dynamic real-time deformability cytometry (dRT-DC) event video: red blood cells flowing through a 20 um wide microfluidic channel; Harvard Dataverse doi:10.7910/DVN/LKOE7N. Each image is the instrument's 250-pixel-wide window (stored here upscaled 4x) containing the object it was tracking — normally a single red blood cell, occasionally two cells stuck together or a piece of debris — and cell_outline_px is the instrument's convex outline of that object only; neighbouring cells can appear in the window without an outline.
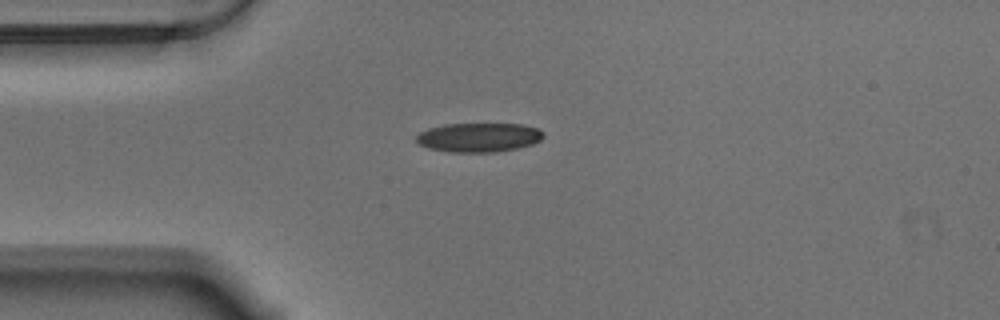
{"species": "Egyptian fruit bat (a non-hibernating species)", "species_latin": "Rousettus aegyptiacus", "temperature_condition": "warm", "stored_images_in_passage": 44, "camera_frame_rate_fps": 3000, "um_per_image_px": 0.085, "animal": {"sex": "male"}, "frame": {"image": 1, "passage_image": 1, "time_ms": 0.0, "image_size_px": [1000, 320], "cell_outline_px": [[544, 136], [540, 140], [532, 144], [520, 148], [496, 152], [448, 152], [428, 148], [420, 144], [416, 140], [416, 136], [420, 132], [428, 128], [444, 124], [520, 124], [536, 128], [544, 132]], "centroid_in_image_um": [40.7, 11.68], "position_along_channel_um": 44.3, "area_um2": 21.68}}
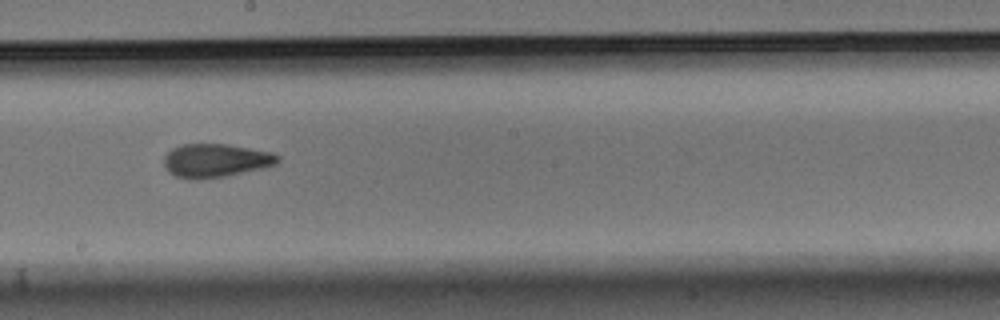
{"frame": {"image": 2, "passage_image": 18, "time_ms": 5.667, "image_size_px": [1000, 320], "cell_outline_px": [[280, 160], [276, 164], [264, 168], [224, 176], [196, 180], [192, 180], [176, 176], [168, 172], [164, 164], [164, 156], [172, 148], [180, 144], [228, 144], [272, 152], [280, 156]], "centroid_in_image_um": [18.33, 13.64], "position_along_channel_um": 229.9, "area_um2": 22.37}}
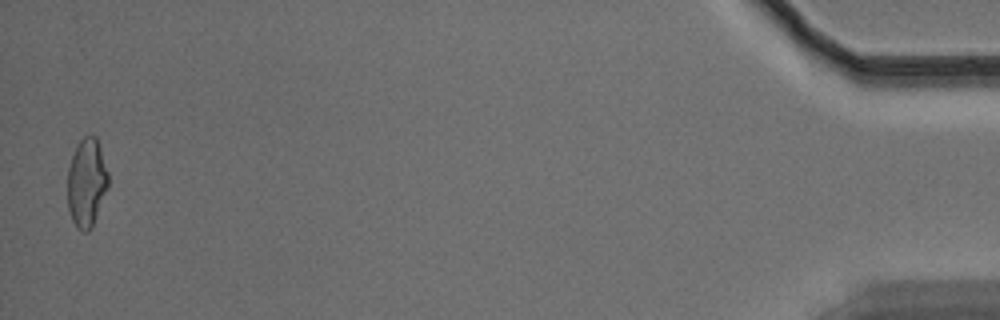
{"frame": {"image": 3, "passage_image": 43, "time_ms": 14.0, "image_size_px": [1000, 320], "cell_outline_px": [[108, 188], [92, 228], [88, 232], [80, 232], [76, 228], [72, 220], [68, 208], [68, 168], [72, 156], [80, 140], [84, 136], [96, 136], [108, 172]], "centroid_in_image_um": [7.37, 15.58], "position_along_channel_um": 427.8, "area_um2": 21.04}, "authors_computed_cell_mechanics": {"area_um2": 21.675, "velocity_mm_per_s": 3.5346, "shape_relaxation_time_tau1_ms": 8.2543, "shape_relaxation_time_tau2_ms": 1.5427, "deformation_change_tau1": 0.2013, "deformation_change_tau2": 0.071}}